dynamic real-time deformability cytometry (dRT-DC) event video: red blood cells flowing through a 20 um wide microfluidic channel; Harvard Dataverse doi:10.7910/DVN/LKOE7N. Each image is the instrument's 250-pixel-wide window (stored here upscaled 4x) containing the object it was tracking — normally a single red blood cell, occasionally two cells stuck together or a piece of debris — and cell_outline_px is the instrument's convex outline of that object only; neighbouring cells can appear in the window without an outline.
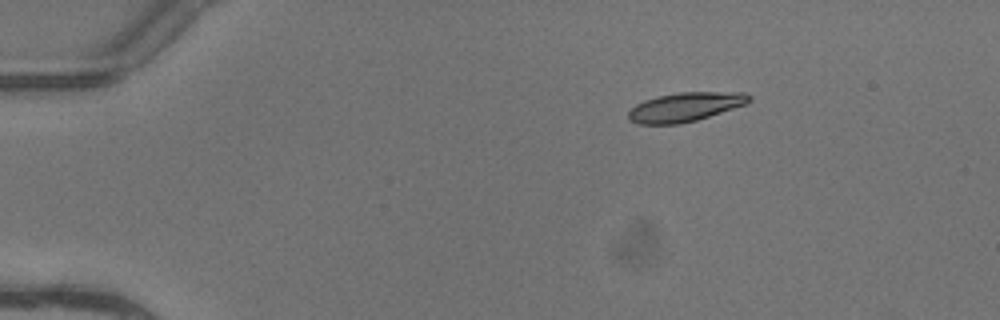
{"species": "common noctule bat (a hibernating species)", "species_latin": "Nyctalus noctula", "temperature_condition": "warm", "stored_images_in_passage": 4, "camera_frame_rate_fps": 3000, "um_per_image_px": 0.085, "animal": {"sex": "female"}, "frame": {"image": 1, "passage_image": 2, "time_ms": 0.333, "image_size_px": [1000, 320], "cell_outline_px": [[752, 100], [748, 104], [696, 120], [680, 124], [636, 124], [628, 120], [628, 112], [636, 104], [644, 100], [656, 96], [680, 92], [744, 92], [752, 96]], "centroid_in_image_um": [58.26, 9.09], "position_along_channel_um": 26.7, "area_um2": 20.69}}